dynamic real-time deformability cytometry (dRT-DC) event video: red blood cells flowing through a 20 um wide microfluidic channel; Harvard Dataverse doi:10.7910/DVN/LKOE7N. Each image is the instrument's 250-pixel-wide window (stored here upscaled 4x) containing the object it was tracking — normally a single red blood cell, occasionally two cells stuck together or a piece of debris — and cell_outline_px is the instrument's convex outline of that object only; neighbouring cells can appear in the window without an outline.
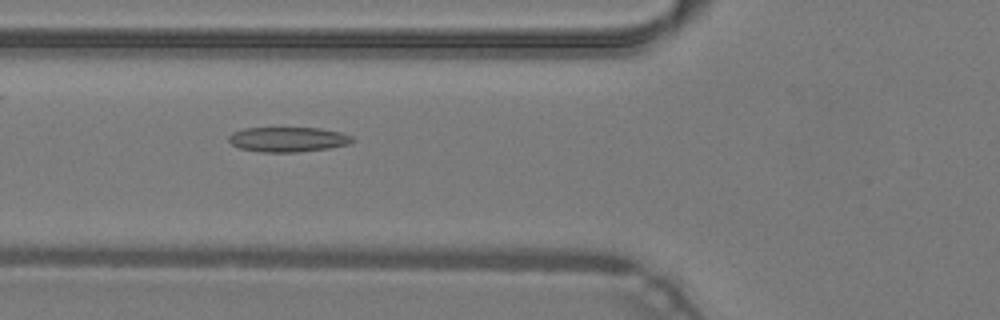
{"species": "common noctule bat (a hibernating species)", "species_latin": "Nyctalus noctula", "temperature_condition": "warm", "stored_images_in_passage": 41, "camera_frame_rate_fps": 3000, "um_per_image_px": 0.085, "animal": {"sex": "male", "body_mass_g": 19.2, "forearm_length_mm": 51.8}, "frame": {"image": 1, "passage_image": 11, "time_ms": 3.333, "image_size_px": [1000, 320], "cell_outline_px": [[356, 140], [348, 144], [328, 148], [296, 152], [260, 152], [240, 148], [232, 144], [228, 140], [228, 136], [232, 132], [244, 128], [320, 128], [340, 132], [352, 136]], "centroid_in_image_um": [24.47, 11.84], "position_along_channel_um": 101.3, "area_um2": 17.92}}
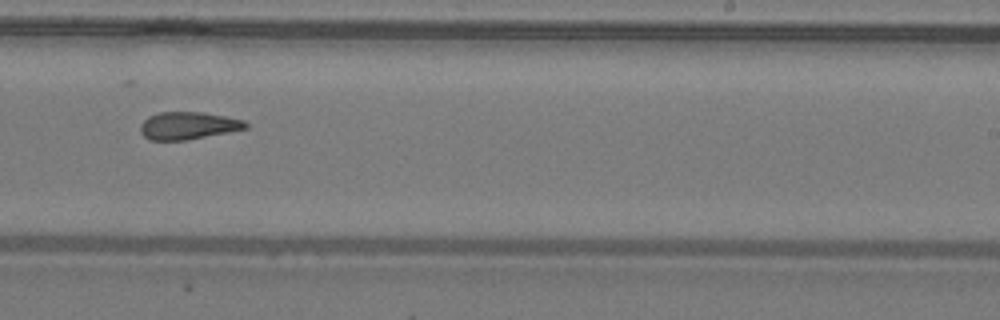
{"frame": {"image": 2, "passage_image": 23, "time_ms": 7.333, "image_size_px": [1000, 320], "cell_outline_px": [[248, 128], [188, 140], [148, 140], [140, 132], [140, 124], [148, 116], [160, 112], [204, 112], [244, 120], [248, 124]], "centroid_in_image_um": [15.97, 10.68], "position_along_channel_um": 273.0, "area_um2": 16.94}}
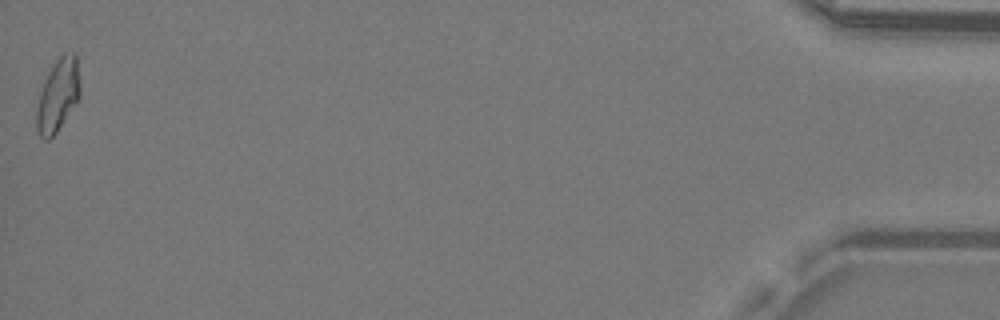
{"frame": {"image": 3, "passage_image": 41, "time_ms": 13.333, "image_size_px": [1000, 320], "cell_outline_px": [[80, 100], [56, 132], [48, 140], [44, 140], [40, 136], [36, 128], [36, 112], [40, 92], [44, 80], [52, 64], [64, 52], [76, 52], [80, 84]], "centroid_in_image_um": [4.94, 8.07], "position_along_channel_um": 430.3, "area_um2": 18.73}, "authors_computed_cell_mechanics": {"area_um2": 17.6868, "velocity_mm_per_s": 4.2855, "shape_relaxation_time_tau1_ms": null, "shape_relaxation_time_tau2_ms": 3.6442, "deformation_change_tau1": null, "deformation_change_tau2": 0.1302}}